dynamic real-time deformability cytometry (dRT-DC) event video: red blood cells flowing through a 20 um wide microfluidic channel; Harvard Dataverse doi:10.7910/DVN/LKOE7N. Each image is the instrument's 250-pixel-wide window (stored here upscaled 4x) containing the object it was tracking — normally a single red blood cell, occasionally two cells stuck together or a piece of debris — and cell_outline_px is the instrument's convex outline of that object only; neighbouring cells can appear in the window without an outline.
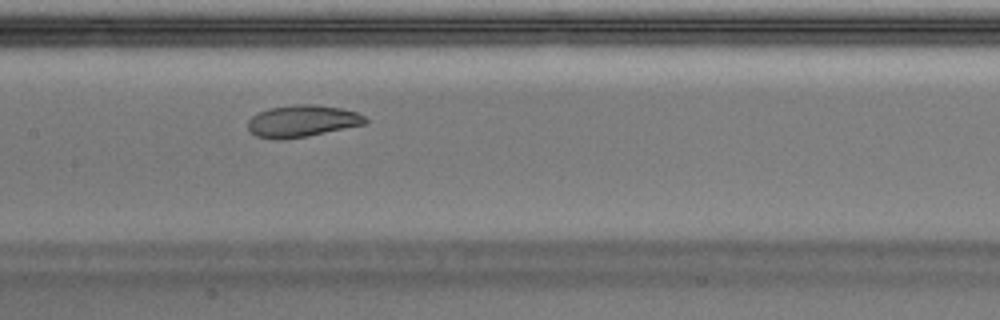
{"species": "Egyptian fruit bat (a non-hibernating species)", "species_latin": "Rousettus aegyptiacus", "temperature_condition": "warm", "stored_images_in_passage": 48, "camera_frame_rate_fps": 3000, "um_per_image_px": 0.085, "animal": {"sex": "male"}, "frame": {"image": 1, "passage_image": 23, "time_ms": 7.333, "image_size_px": [1000, 320], "cell_outline_px": [[368, 124], [308, 136], [280, 140], [272, 140], [256, 136], [248, 128], [248, 120], [252, 116], [260, 112], [272, 108], [296, 104], [316, 104], [340, 108], [356, 112], [364, 116], [368, 120]], "centroid_in_image_um": [25.71, 10.3], "position_along_channel_um": 181.7, "area_um2": 21.91}}
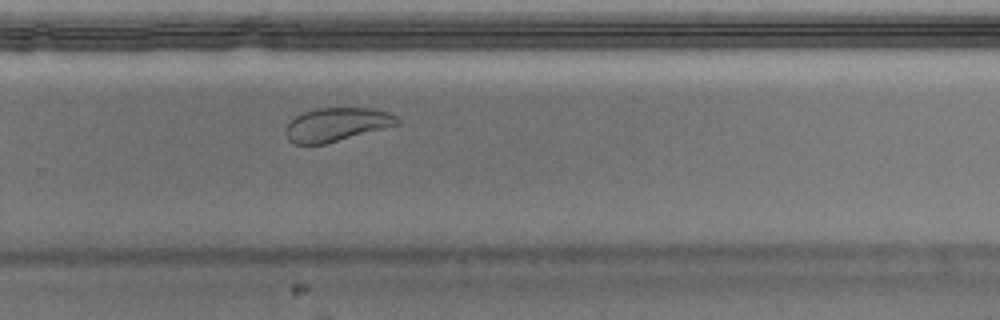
{"frame": {"image": 2, "passage_image": 32, "time_ms": 10.333, "image_size_px": [1000, 320], "cell_outline_px": [[400, 124], [324, 144], [296, 144], [288, 140], [288, 124], [296, 116], [304, 112], [316, 108], [372, 108], [388, 112], [396, 116], [400, 120]], "centroid_in_image_um": [28.66, 10.57], "position_along_channel_um": 301.1, "area_um2": 21.44}}
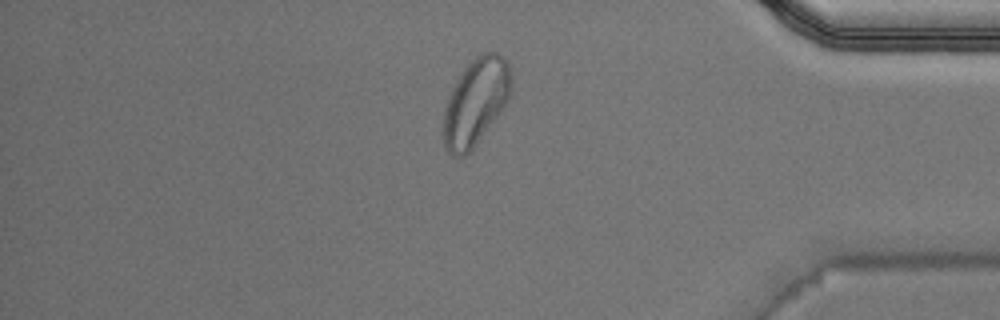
{"frame": {"image": 3, "passage_image": 41, "time_ms": 13.333, "image_size_px": [1000, 320], "cell_outline_px": [[512, 92], [504, 108], [472, 152], [464, 156], [452, 156], [448, 152], [444, 144], [444, 108], [456, 80], [464, 68], [480, 52], [496, 52], [504, 56], [508, 60], [512, 72]], "centroid_in_image_um": [40.48, 8.66], "position_along_channel_um": 394.7, "area_um2": 34.91}, "authors_computed_cell_mechanics": {"area_um2": 22.542, "velocity_mm_per_s": 3.9991, "shape_relaxation_time_tau1_ms": 6.3669, "shape_relaxation_time_tau2_ms": 1.1799, "deformation_change_tau1": 0.1768, "deformation_change_tau2": 0.0516}}